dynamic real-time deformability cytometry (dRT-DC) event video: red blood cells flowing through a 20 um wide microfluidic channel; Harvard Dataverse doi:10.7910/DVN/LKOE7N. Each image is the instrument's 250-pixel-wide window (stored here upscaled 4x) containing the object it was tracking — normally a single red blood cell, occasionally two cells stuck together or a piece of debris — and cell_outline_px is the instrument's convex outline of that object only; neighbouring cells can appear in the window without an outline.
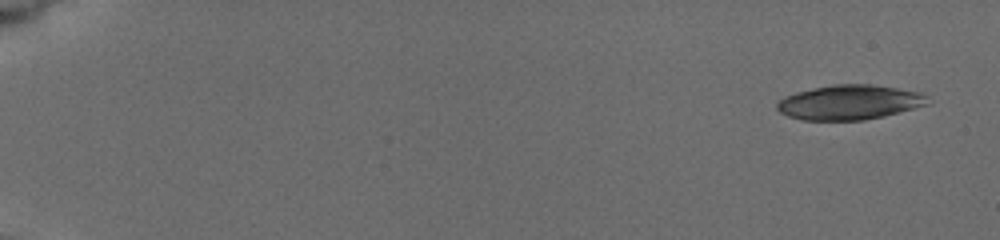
{"species": "common noctule bat (a hibernating species)", "species_latin": "Nyctalus noctula", "temperature_condition": "cold", "stored_images_in_passage": 6, "camera_frame_rate_fps": 3000, "um_per_image_px": 0.085, "animal": {"sex": "female", "body_mass_g": 19.5, "forearm_length_mm": 54.1}, "frame": {"image": 1, "passage_image": 1, "time_ms": 0.0, "image_size_px": [1000, 240], "cell_outline_px": [[928, 104], [884, 116], [864, 120], [800, 120], [788, 116], [780, 112], [776, 108], [776, 104], [784, 96], [796, 92], [832, 84], [872, 84], [920, 92], [924, 96]], "centroid_in_image_um": [72.15, 8.7], "position_along_channel_um": 12.9, "area_um2": 30.29}}